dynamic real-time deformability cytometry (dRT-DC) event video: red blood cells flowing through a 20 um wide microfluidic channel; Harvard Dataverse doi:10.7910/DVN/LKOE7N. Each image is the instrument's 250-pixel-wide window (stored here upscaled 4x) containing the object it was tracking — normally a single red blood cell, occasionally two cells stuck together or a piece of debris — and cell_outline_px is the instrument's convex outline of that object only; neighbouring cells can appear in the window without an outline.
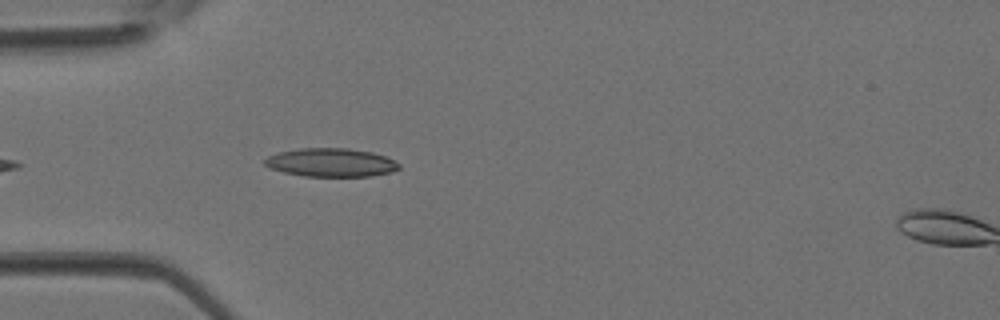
{"species": "Egyptian fruit bat (a non-hibernating species)", "species_latin": "Rousettus aegyptiacus", "temperature_condition": "room temperature", "stored_images_in_passage": 5, "camera_frame_rate_fps": 3000, "um_per_image_px": 0.085, "animal": {"sex": "female"}, "frame": {"image": 1, "passage_image": 4, "time_ms": 1.0, "image_size_px": [1000, 320], "cell_outline_px": [[400, 168], [392, 172], [372, 176], [304, 176], [284, 172], [272, 168], [264, 164], [264, 160], [268, 156], [280, 152], [300, 148], [348, 148], [372, 152], [384, 156], [400, 164]], "centroid_in_image_um": [28.15, 13.81], "position_along_channel_um": 56.8, "area_um2": 22.14}}